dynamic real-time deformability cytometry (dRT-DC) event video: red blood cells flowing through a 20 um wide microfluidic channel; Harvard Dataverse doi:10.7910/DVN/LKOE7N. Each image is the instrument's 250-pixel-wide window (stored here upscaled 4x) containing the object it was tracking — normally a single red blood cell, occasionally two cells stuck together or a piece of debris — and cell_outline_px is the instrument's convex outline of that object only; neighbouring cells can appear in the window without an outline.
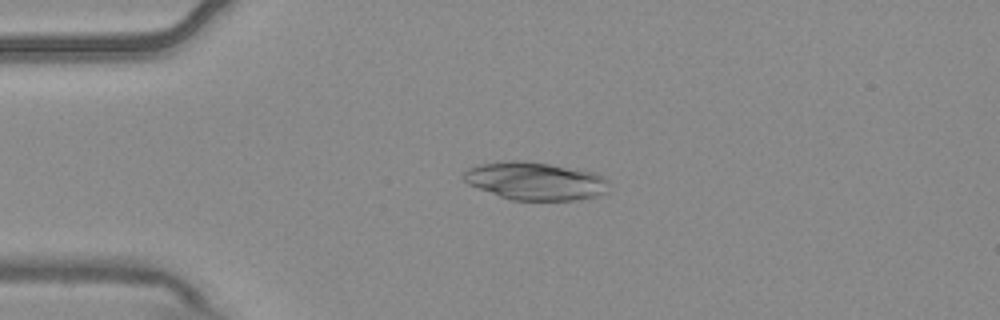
{"species": "common noctule bat (a hibernating species)", "species_latin": "Nyctalus noctula", "temperature_condition": "warm", "stored_images_in_passage": 1, "camera_frame_rate_fps": 3000, "um_per_image_px": 0.085, "animal": {"sex": "male", "body_mass_g": 20.4}, "frame": {"image": 1, "passage_image": 1, "time_ms": 0.0, "image_size_px": [1000, 320], "cell_outline_px": [[612, 184], [608, 192], [596, 196], [576, 200], [512, 200], [476, 188], [468, 184], [464, 180], [464, 172], [468, 168], [476, 164], [500, 160], [524, 160], [596, 172], [604, 176]], "centroid_in_image_um": [45.52, 15.37], "position_along_channel_um": 39.5, "area_um2": 32.66}}